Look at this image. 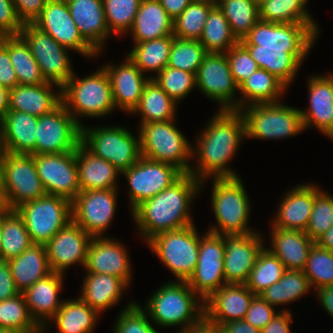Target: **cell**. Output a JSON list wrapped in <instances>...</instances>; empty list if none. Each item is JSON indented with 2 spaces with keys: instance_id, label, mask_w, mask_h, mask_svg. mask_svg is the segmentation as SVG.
<instances>
[{
  "instance_id": "obj_1",
  "label": "cell",
  "mask_w": 333,
  "mask_h": 333,
  "mask_svg": "<svg viewBox=\"0 0 333 333\" xmlns=\"http://www.w3.org/2000/svg\"><path fill=\"white\" fill-rule=\"evenodd\" d=\"M200 180L184 173L171 186L144 201L132 213L148 242L159 233L193 225L189 205L201 188Z\"/></svg>"
},
{
  "instance_id": "obj_2",
  "label": "cell",
  "mask_w": 333,
  "mask_h": 333,
  "mask_svg": "<svg viewBox=\"0 0 333 333\" xmlns=\"http://www.w3.org/2000/svg\"><path fill=\"white\" fill-rule=\"evenodd\" d=\"M243 137H246V133L241 113L234 109H220L201 133L198 148L194 152L199 154V166L196 170L191 166L189 173L200 180L201 184L211 175L214 178H237L238 175L232 169H227L226 164Z\"/></svg>"
},
{
  "instance_id": "obj_3",
  "label": "cell",
  "mask_w": 333,
  "mask_h": 333,
  "mask_svg": "<svg viewBox=\"0 0 333 333\" xmlns=\"http://www.w3.org/2000/svg\"><path fill=\"white\" fill-rule=\"evenodd\" d=\"M195 295L187 281L169 282L150 296L145 309L156 324L168 327L182 325L180 331H184L205 317L204 302L202 305L197 303Z\"/></svg>"
},
{
  "instance_id": "obj_4",
  "label": "cell",
  "mask_w": 333,
  "mask_h": 333,
  "mask_svg": "<svg viewBox=\"0 0 333 333\" xmlns=\"http://www.w3.org/2000/svg\"><path fill=\"white\" fill-rule=\"evenodd\" d=\"M62 103L66 110L78 121V115L100 117L116 108L111 82L104 69L77 80L73 76L61 87Z\"/></svg>"
},
{
  "instance_id": "obj_5",
  "label": "cell",
  "mask_w": 333,
  "mask_h": 333,
  "mask_svg": "<svg viewBox=\"0 0 333 333\" xmlns=\"http://www.w3.org/2000/svg\"><path fill=\"white\" fill-rule=\"evenodd\" d=\"M316 37L317 35L306 24L259 20L249 34L239 42L246 49L283 50L301 64Z\"/></svg>"
},
{
  "instance_id": "obj_6",
  "label": "cell",
  "mask_w": 333,
  "mask_h": 333,
  "mask_svg": "<svg viewBox=\"0 0 333 333\" xmlns=\"http://www.w3.org/2000/svg\"><path fill=\"white\" fill-rule=\"evenodd\" d=\"M213 184L212 205L220 229L210 227L209 232L222 236L254 232L247 225L250 204L241 179L214 178Z\"/></svg>"
},
{
  "instance_id": "obj_7",
  "label": "cell",
  "mask_w": 333,
  "mask_h": 333,
  "mask_svg": "<svg viewBox=\"0 0 333 333\" xmlns=\"http://www.w3.org/2000/svg\"><path fill=\"white\" fill-rule=\"evenodd\" d=\"M170 121L143 123L140 126L141 156L176 166L183 173H189L188 164L195 151L190 147L183 133Z\"/></svg>"
},
{
  "instance_id": "obj_8",
  "label": "cell",
  "mask_w": 333,
  "mask_h": 333,
  "mask_svg": "<svg viewBox=\"0 0 333 333\" xmlns=\"http://www.w3.org/2000/svg\"><path fill=\"white\" fill-rule=\"evenodd\" d=\"M244 108L238 111L244 120L246 138L279 139L304 130L300 109L279 102L245 105Z\"/></svg>"
},
{
  "instance_id": "obj_9",
  "label": "cell",
  "mask_w": 333,
  "mask_h": 333,
  "mask_svg": "<svg viewBox=\"0 0 333 333\" xmlns=\"http://www.w3.org/2000/svg\"><path fill=\"white\" fill-rule=\"evenodd\" d=\"M193 225L155 235L148 241L156 256L180 281L193 275L199 254V235Z\"/></svg>"
},
{
  "instance_id": "obj_10",
  "label": "cell",
  "mask_w": 333,
  "mask_h": 333,
  "mask_svg": "<svg viewBox=\"0 0 333 333\" xmlns=\"http://www.w3.org/2000/svg\"><path fill=\"white\" fill-rule=\"evenodd\" d=\"M81 143L94 155L110 162L120 173L141 158L140 137L135 138L120 126L94 130L81 126Z\"/></svg>"
},
{
  "instance_id": "obj_11",
  "label": "cell",
  "mask_w": 333,
  "mask_h": 333,
  "mask_svg": "<svg viewBox=\"0 0 333 333\" xmlns=\"http://www.w3.org/2000/svg\"><path fill=\"white\" fill-rule=\"evenodd\" d=\"M23 218L32 243L45 245L72 221L71 201L48 195L22 204L16 209Z\"/></svg>"
},
{
  "instance_id": "obj_12",
  "label": "cell",
  "mask_w": 333,
  "mask_h": 333,
  "mask_svg": "<svg viewBox=\"0 0 333 333\" xmlns=\"http://www.w3.org/2000/svg\"><path fill=\"white\" fill-rule=\"evenodd\" d=\"M2 195L6 209L16 210L22 204L46 195L32 154H6Z\"/></svg>"
},
{
  "instance_id": "obj_13",
  "label": "cell",
  "mask_w": 333,
  "mask_h": 333,
  "mask_svg": "<svg viewBox=\"0 0 333 333\" xmlns=\"http://www.w3.org/2000/svg\"><path fill=\"white\" fill-rule=\"evenodd\" d=\"M19 35L28 44L45 81L54 83L61 90L74 73L67 48L33 24H24Z\"/></svg>"
},
{
  "instance_id": "obj_14",
  "label": "cell",
  "mask_w": 333,
  "mask_h": 333,
  "mask_svg": "<svg viewBox=\"0 0 333 333\" xmlns=\"http://www.w3.org/2000/svg\"><path fill=\"white\" fill-rule=\"evenodd\" d=\"M35 155L75 151L81 143V126L61 102L38 117Z\"/></svg>"
},
{
  "instance_id": "obj_15",
  "label": "cell",
  "mask_w": 333,
  "mask_h": 333,
  "mask_svg": "<svg viewBox=\"0 0 333 333\" xmlns=\"http://www.w3.org/2000/svg\"><path fill=\"white\" fill-rule=\"evenodd\" d=\"M224 254L222 235L208 231L203 238L199 237L198 262L187 283L195 294L201 296L203 302L227 284L224 275Z\"/></svg>"
},
{
  "instance_id": "obj_16",
  "label": "cell",
  "mask_w": 333,
  "mask_h": 333,
  "mask_svg": "<svg viewBox=\"0 0 333 333\" xmlns=\"http://www.w3.org/2000/svg\"><path fill=\"white\" fill-rule=\"evenodd\" d=\"M129 182L132 212L176 182L184 173L176 166L141 156L128 170L122 172Z\"/></svg>"
},
{
  "instance_id": "obj_17",
  "label": "cell",
  "mask_w": 333,
  "mask_h": 333,
  "mask_svg": "<svg viewBox=\"0 0 333 333\" xmlns=\"http://www.w3.org/2000/svg\"><path fill=\"white\" fill-rule=\"evenodd\" d=\"M195 77L196 86L205 96L220 102L222 110H239L247 103L244 99L234 102L235 90L239 89V85L232 76L225 52L207 53Z\"/></svg>"
},
{
  "instance_id": "obj_18",
  "label": "cell",
  "mask_w": 333,
  "mask_h": 333,
  "mask_svg": "<svg viewBox=\"0 0 333 333\" xmlns=\"http://www.w3.org/2000/svg\"><path fill=\"white\" fill-rule=\"evenodd\" d=\"M37 174L46 194L61 196L71 202L80 192L76 150L58 154L34 155Z\"/></svg>"
},
{
  "instance_id": "obj_19",
  "label": "cell",
  "mask_w": 333,
  "mask_h": 333,
  "mask_svg": "<svg viewBox=\"0 0 333 333\" xmlns=\"http://www.w3.org/2000/svg\"><path fill=\"white\" fill-rule=\"evenodd\" d=\"M117 189L80 191L71 202L72 221L91 237H102L115 213Z\"/></svg>"
},
{
  "instance_id": "obj_20",
  "label": "cell",
  "mask_w": 333,
  "mask_h": 333,
  "mask_svg": "<svg viewBox=\"0 0 333 333\" xmlns=\"http://www.w3.org/2000/svg\"><path fill=\"white\" fill-rule=\"evenodd\" d=\"M33 25L50 35L65 48L78 51L86 57L98 54L80 34L72 19L66 0H48Z\"/></svg>"
},
{
  "instance_id": "obj_21",
  "label": "cell",
  "mask_w": 333,
  "mask_h": 333,
  "mask_svg": "<svg viewBox=\"0 0 333 333\" xmlns=\"http://www.w3.org/2000/svg\"><path fill=\"white\" fill-rule=\"evenodd\" d=\"M91 239L79 225L70 221L45 244L51 271L63 274L76 262L85 267Z\"/></svg>"
},
{
  "instance_id": "obj_22",
  "label": "cell",
  "mask_w": 333,
  "mask_h": 333,
  "mask_svg": "<svg viewBox=\"0 0 333 333\" xmlns=\"http://www.w3.org/2000/svg\"><path fill=\"white\" fill-rule=\"evenodd\" d=\"M224 275L227 284H245L256 264L263 243L256 232L224 235Z\"/></svg>"
},
{
  "instance_id": "obj_23",
  "label": "cell",
  "mask_w": 333,
  "mask_h": 333,
  "mask_svg": "<svg viewBox=\"0 0 333 333\" xmlns=\"http://www.w3.org/2000/svg\"><path fill=\"white\" fill-rule=\"evenodd\" d=\"M254 296L245 284H225L205 300V318L217 326L244 320Z\"/></svg>"
},
{
  "instance_id": "obj_24",
  "label": "cell",
  "mask_w": 333,
  "mask_h": 333,
  "mask_svg": "<svg viewBox=\"0 0 333 333\" xmlns=\"http://www.w3.org/2000/svg\"><path fill=\"white\" fill-rule=\"evenodd\" d=\"M85 267L89 273L113 275L123 279L129 285L130 260L124 246L118 241L105 237H92Z\"/></svg>"
},
{
  "instance_id": "obj_25",
  "label": "cell",
  "mask_w": 333,
  "mask_h": 333,
  "mask_svg": "<svg viewBox=\"0 0 333 333\" xmlns=\"http://www.w3.org/2000/svg\"><path fill=\"white\" fill-rule=\"evenodd\" d=\"M308 111L300 110L304 130L310 125L333 139V74L309 79Z\"/></svg>"
},
{
  "instance_id": "obj_26",
  "label": "cell",
  "mask_w": 333,
  "mask_h": 333,
  "mask_svg": "<svg viewBox=\"0 0 333 333\" xmlns=\"http://www.w3.org/2000/svg\"><path fill=\"white\" fill-rule=\"evenodd\" d=\"M106 70L113 93L115 106L127 112H132L141 99L143 88L149 81L143 72L127 56L125 63L114 67L106 65Z\"/></svg>"
},
{
  "instance_id": "obj_27",
  "label": "cell",
  "mask_w": 333,
  "mask_h": 333,
  "mask_svg": "<svg viewBox=\"0 0 333 333\" xmlns=\"http://www.w3.org/2000/svg\"><path fill=\"white\" fill-rule=\"evenodd\" d=\"M72 19L82 37L99 53L110 34L103 0H66Z\"/></svg>"
},
{
  "instance_id": "obj_28",
  "label": "cell",
  "mask_w": 333,
  "mask_h": 333,
  "mask_svg": "<svg viewBox=\"0 0 333 333\" xmlns=\"http://www.w3.org/2000/svg\"><path fill=\"white\" fill-rule=\"evenodd\" d=\"M62 274L51 272L23 292L31 317L44 330L45 320L51 319L61 308L58 293L62 288Z\"/></svg>"
},
{
  "instance_id": "obj_29",
  "label": "cell",
  "mask_w": 333,
  "mask_h": 333,
  "mask_svg": "<svg viewBox=\"0 0 333 333\" xmlns=\"http://www.w3.org/2000/svg\"><path fill=\"white\" fill-rule=\"evenodd\" d=\"M1 118L3 148L9 153L35 155L38 117L8 110Z\"/></svg>"
},
{
  "instance_id": "obj_30",
  "label": "cell",
  "mask_w": 333,
  "mask_h": 333,
  "mask_svg": "<svg viewBox=\"0 0 333 333\" xmlns=\"http://www.w3.org/2000/svg\"><path fill=\"white\" fill-rule=\"evenodd\" d=\"M282 200L272 228L305 232L315 202V186L300 185Z\"/></svg>"
},
{
  "instance_id": "obj_31",
  "label": "cell",
  "mask_w": 333,
  "mask_h": 333,
  "mask_svg": "<svg viewBox=\"0 0 333 333\" xmlns=\"http://www.w3.org/2000/svg\"><path fill=\"white\" fill-rule=\"evenodd\" d=\"M54 83L45 82L40 85H16L9 89L8 110H16L40 117L51 112L61 102V90L53 93Z\"/></svg>"
},
{
  "instance_id": "obj_32",
  "label": "cell",
  "mask_w": 333,
  "mask_h": 333,
  "mask_svg": "<svg viewBox=\"0 0 333 333\" xmlns=\"http://www.w3.org/2000/svg\"><path fill=\"white\" fill-rule=\"evenodd\" d=\"M272 248L268 249L287 270H304L309 252L315 244L311 238L300 230L273 228Z\"/></svg>"
},
{
  "instance_id": "obj_33",
  "label": "cell",
  "mask_w": 333,
  "mask_h": 333,
  "mask_svg": "<svg viewBox=\"0 0 333 333\" xmlns=\"http://www.w3.org/2000/svg\"><path fill=\"white\" fill-rule=\"evenodd\" d=\"M80 191L116 189L119 171L108 161L94 155L82 143L76 149Z\"/></svg>"
},
{
  "instance_id": "obj_34",
  "label": "cell",
  "mask_w": 333,
  "mask_h": 333,
  "mask_svg": "<svg viewBox=\"0 0 333 333\" xmlns=\"http://www.w3.org/2000/svg\"><path fill=\"white\" fill-rule=\"evenodd\" d=\"M7 263L20 293L25 292L36 281L52 272L46 247L43 244H31L23 253L7 260Z\"/></svg>"
},
{
  "instance_id": "obj_35",
  "label": "cell",
  "mask_w": 333,
  "mask_h": 333,
  "mask_svg": "<svg viewBox=\"0 0 333 333\" xmlns=\"http://www.w3.org/2000/svg\"><path fill=\"white\" fill-rule=\"evenodd\" d=\"M135 43L173 35V19L158 0H141L130 29Z\"/></svg>"
},
{
  "instance_id": "obj_36",
  "label": "cell",
  "mask_w": 333,
  "mask_h": 333,
  "mask_svg": "<svg viewBox=\"0 0 333 333\" xmlns=\"http://www.w3.org/2000/svg\"><path fill=\"white\" fill-rule=\"evenodd\" d=\"M128 284L121 278L108 274L87 272L80 297L98 313L115 305Z\"/></svg>"
},
{
  "instance_id": "obj_37",
  "label": "cell",
  "mask_w": 333,
  "mask_h": 333,
  "mask_svg": "<svg viewBox=\"0 0 333 333\" xmlns=\"http://www.w3.org/2000/svg\"><path fill=\"white\" fill-rule=\"evenodd\" d=\"M177 104L152 78L145 84L141 99L132 113L140 112L142 123L170 121L174 119Z\"/></svg>"
},
{
  "instance_id": "obj_38",
  "label": "cell",
  "mask_w": 333,
  "mask_h": 333,
  "mask_svg": "<svg viewBox=\"0 0 333 333\" xmlns=\"http://www.w3.org/2000/svg\"><path fill=\"white\" fill-rule=\"evenodd\" d=\"M31 244L24 220L17 211H1L0 261L17 257Z\"/></svg>"
},
{
  "instance_id": "obj_39",
  "label": "cell",
  "mask_w": 333,
  "mask_h": 333,
  "mask_svg": "<svg viewBox=\"0 0 333 333\" xmlns=\"http://www.w3.org/2000/svg\"><path fill=\"white\" fill-rule=\"evenodd\" d=\"M307 0H261L259 19L272 23L306 24L316 35L318 27L305 10Z\"/></svg>"
},
{
  "instance_id": "obj_40",
  "label": "cell",
  "mask_w": 333,
  "mask_h": 333,
  "mask_svg": "<svg viewBox=\"0 0 333 333\" xmlns=\"http://www.w3.org/2000/svg\"><path fill=\"white\" fill-rule=\"evenodd\" d=\"M2 45L8 50L18 84L40 85L46 82L28 44L20 35L6 36Z\"/></svg>"
},
{
  "instance_id": "obj_41",
  "label": "cell",
  "mask_w": 333,
  "mask_h": 333,
  "mask_svg": "<svg viewBox=\"0 0 333 333\" xmlns=\"http://www.w3.org/2000/svg\"><path fill=\"white\" fill-rule=\"evenodd\" d=\"M98 312L81 298L63 301L61 308L51 318L55 319L59 333H91L95 326Z\"/></svg>"
},
{
  "instance_id": "obj_42",
  "label": "cell",
  "mask_w": 333,
  "mask_h": 333,
  "mask_svg": "<svg viewBox=\"0 0 333 333\" xmlns=\"http://www.w3.org/2000/svg\"><path fill=\"white\" fill-rule=\"evenodd\" d=\"M285 88L287 87L272 73L259 68L239 85L238 91L240 90L246 101L249 100L247 105H252L279 102L277 98Z\"/></svg>"
},
{
  "instance_id": "obj_43",
  "label": "cell",
  "mask_w": 333,
  "mask_h": 333,
  "mask_svg": "<svg viewBox=\"0 0 333 333\" xmlns=\"http://www.w3.org/2000/svg\"><path fill=\"white\" fill-rule=\"evenodd\" d=\"M174 35L136 43L128 57L142 71L160 73L168 65Z\"/></svg>"
},
{
  "instance_id": "obj_44",
  "label": "cell",
  "mask_w": 333,
  "mask_h": 333,
  "mask_svg": "<svg viewBox=\"0 0 333 333\" xmlns=\"http://www.w3.org/2000/svg\"><path fill=\"white\" fill-rule=\"evenodd\" d=\"M217 6L228 20L238 41L244 39L260 20L257 0H219Z\"/></svg>"
},
{
  "instance_id": "obj_45",
  "label": "cell",
  "mask_w": 333,
  "mask_h": 333,
  "mask_svg": "<svg viewBox=\"0 0 333 333\" xmlns=\"http://www.w3.org/2000/svg\"><path fill=\"white\" fill-rule=\"evenodd\" d=\"M199 42L207 53L227 52L239 42L233 35L228 20L218 6H214L208 13Z\"/></svg>"
},
{
  "instance_id": "obj_46",
  "label": "cell",
  "mask_w": 333,
  "mask_h": 333,
  "mask_svg": "<svg viewBox=\"0 0 333 333\" xmlns=\"http://www.w3.org/2000/svg\"><path fill=\"white\" fill-rule=\"evenodd\" d=\"M311 287L304 270H286L283 277L259 295L275 306L297 300Z\"/></svg>"
},
{
  "instance_id": "obj_47",
  "label": "cell",
  "mask_w": 333,
  "mask_h": 333,
  "mask_svg": "<svg viewBox=\"0 0 333 333\" xmlns=\"http://www.w3.org/2000/svg\"><path fill=\"white\" fill-rule=\"evenodd\" d=\"M259 68L272 73L286 87L295 77L300 63L283 50L247 49Z\"/></svg>"
},
{
  "instance_id": "obj_48",
  "label": "cell",
  "mask_w": 333,
  "mask_h": 333,
  "mask_svg": "<svg viewBox=\"0 0 333 333\" xmlns=\"http://www.w3.org/2000/svg\"><path fill=\"white\" fill-rule=\"evenodd\" d=\"M287 269L268 249L259 253L254 268L251 270L245 286L255 295L277 283Z\"/></svg>"
},
{
  "instance_id": "obj_49",
  "label": "cell",
  "mask_w": 333,
  "mask_h": 333,
  "mask_svg": "<svg viewBox=\"0 0 333 333\" xmlns=\"http://www.w3.org/2000/svg\"><path fill=\"white\" fill-rule=\"evenodd\" d=\"M0 327L20 333H41L42 328L31 317L23 293L0 301Z\"/></svg>"
},
{
  "instance_id": "obj_50",
  "label": "cell",
  "mask_w": 333,
  "mask_h": 333,
  "mask_svg": "<svg viewBox=\"0 0 333 333\" xmlns=\"http://www.w3.org/2000/svg\"><path fill=\"white\" fill-rule=\"evenodd\" d=\"M215 5L192 1L183 12L173 20V35L179 39L199 40L202 36L208 13Z\"/></svg>"
},
{
  "instance_id": "obj_51",
  "label": "cell",
  "mask_w": 333,
  "mask_h": 333,
  "mask_svg": "<svg viewBox=\"0 0 333 333\" xmlns=\"http://www.w3.org/2000/svg\"><path fill=\"white\" fill-rule=\"evenodd\" d=\"M206 54L207 52L199 40L174 37L167 66L185 70L196 75Z\"/></svg>"
},
{
  "instance_id": "obj_52",
  "label": "cell",
  "mask_w": 333,
  "mask_h": 333,
  "mask_svg": "<svg viewBox=\"0 0 333 333\" xmlns=\"http://www.w3.org/2000/svg\"><path fill=\"white\" fill-rule=\"evenodd\" d=\"M304 274L311 287L314 285L319 289L333 285V252L315 243L309 252Z\"/></svg>"
},
{
  "instance_id": "obj_53",
  "label": "cell",
  "mask_w": 333,
  "mask_h": 333,
  "mask_svg": "<svg viewBox=\"0 0 333 333\" xmlns=\"http://www.w3.org/2000/svg\"><path fill=\"white\" fill-rule=\"evenodd\" d=\"M141 0H103L108 30L123 33L132 28Z\"/></svg>"
},
{
  "instance_id": "obj_54",
  "label": "cell",
  "mask_w": 333,
  "mask_h": 333,
  "mask_svg": "<svg viewBox=\"0 0 333 333\" xmlns=\"http://www.w3.org/2000/svg\"><path fill=\"white\" fill-rule=\"evenodd\" d=\"M333 226V197L315 186V202L305 233L316 242Z\"/></svg>"
},
{
  "instance_id": "obj_55",
  "label": "cell",
  "mask_w": 333,
  "mask_h": 333,
  "mask_svg": "<svg viewBox=\"0 0 333 333\" xmlns=\"http://www.w3.org/2000/svg\"><path fill=\"white\" fill-rule=\"evenodd\" d=\"M153 79L175 102L196 86L195 74L168 66Z\"/></svg>"
},
{
  "instance_id": "obj_56",
  "label": "cell",
  "mask_w": 333,
  "mask_h": 333,
  "mask_svg": "<svg viewBox=\"0 0 333 333\" xmlns=\"http://www.w3.org/2000/svg\"><path fill=\"white\" fill-rule=\"evenodd\" d=\"M114 333H158L148 321L145 311L136 303H130L119 316Z\"/></svg>"
},
{
  "instance_id": "obj_57",
  "label": "cell",
  "mask_w": 333,
  "mask_h": 333,
  "mask_svg": "<svg viewBox=\"0 0 333 333\" xmlns=\"http://www.w3.org/2000/svg\"><path fill=\"white\" fill-rule=\"evenodd\" d=\"M226 56L232 76L238 85L259 69L257 63L250 56L249 51L240 42L230 48Z\"/></svg>"
},
{
  "instance_id": "obj_58",
  "label": "cell",
  "mask_w": 333,
  "mask_h": 333,
  "mask_svg": "<svg viewBox=\"0 0 333 333\" xmlns=\"http://www.w3.org/2000/svg\"><path fill=\"white\" fill-rule=\"evenodd\" d=\"M275 316L273 306L260 295H255L244 320L255 328L262 330Z\"/></svg>"
},
{
  "instance_id": "obj_59",
  "label": "cell",
  "mask_w": 333,
  "mask_h": 333,
  "mask_svg": "<svg viewBox=\"0 0 333 333\" xmlns=\"http://www.w3.org/2000/svg\"><path fill=\"white\" fill-rule=\"evenodd\" d=\"M23 25L13 0H0V31L6 36L19 35Z\"/></svg>"
},
{
  "instance_id": "obj_60",
  "label": "cell",
  "mask_w": 333,
  "mask_h": 333,
  "mask_svg": "<svg viewBox=\"0 0 333 333\" xmlns=\"http://www.w3.org/2000/svg\"><path fill=\"white\" fill-rule=\"evenodd\" d=\"M48 0H13L19 19L23 24H33L40 16Z\"/></svg>"
},
{
  "instance_id": "obj_61",
  "label": "cell",
  "mask_w": 333,
  "mask_h": 333,
  "mask_svg": "<svg viewBox=\"0 0 333 333\" xmlns=\"http://www.w3.org/2000/svg\"><path fill=\"white\" fill-rule=\"evenodd\" d=\"M18 85L17 75L13 69L8 50L2 45L0 47V86L12 89Z\"/></svg>"
},
{
  "instance_id": "obj_62",
  "label": "cell",
  "mask_w": 333,
  "mask_h": 333,
  "mask_svg": "<svg viewBox=\"0 0 333 333\" xmlns=\"http://www.w3.org/2000/svg\"><path fill=\"white\" fill-rule=\"evenodd\" d=\"M19 293L7 261H0V301L13 298Z\"/></svg>"
},
{
  "instance_id": "obj_63",
  "label": "cell",
  "mask_w": 333,
  "mask_h": 333,
  "mask_svg": "<svg viewBox=\"0 0 333 333\" xmlns=\"http://www.w3.org/2000/svg\"><path fill=\"white\" fill-rule=\"evenodd\" d=\"M291 321V314L285 310H281L276 314L273 320L261 330V333H290L289 324Z\"/></svg>"
},
{
  "instance_id": "obj_64",
  "label": "cell",
  "mask_w": 333,
  "mask_h": 333,
  "mask_svg": "<svg viewBox=\"0 0 333 333\" xmlns=\"http://www.w3.org/2000/svg\"><path fill=\"white\" fill-rule=\"evenodd\" d=\"M222 333H261V330L255 328L245 320L221 323L218 326Z\"/></svg>"
},
{
  "instance_id": "obj_65",
  "label": "cell",
  "mask_w": 333,
  "mask_h": 333,
  "mask_svg": "<svg viewBox=\"0 0 333 333\" xmlns=\"http://www.w3.org/2000/svg\"><path fill=\"white\" fill-rule=\"evenodd\" d=\"M167 14L175 20L192 0H158Z\"/></svg>"
},
{
  "instance_id": "obj_66",
  "label": "cell",
  "mask_w": 333,
  "mask_h": 333,
  "mask_svg": "<svg viewBox=\"0 0 333 333\" xmlns=\"http://www.w3.org/2000/svg\"><path fill=\"white\" fill-rule=\"evenodd\" d=\"M316 292L322 306L333 318V285L323 286L317 289Z\"/></svg>"
},
{
  "instance_id": "obj_67",
  "label": "cell",
  "mask_w": 333,
  "mask_h": 333,
  "mask_svg": "<svg viewBox=\"0 0 333 333\" xmlns=\"http://www.w3.org/2000/svg\"><path fill=\"white\" fill-rule=\"evenodd\" d=\"M179 333H222L220 328L209 322L205 317L197 324L191 326L184 331H178Z\"/></svg>"
},
{
  "instance_id": "obj_68",
  "label": "cell",
  "mask_w": 333,
  "mask_h": 333,
  "mask_svg": "<svg viewBox=\"0 0 333 333\" xmlns=\"http://www.w3.org/2000/svg\"><path fill=\"white\" fill-rule=\"evenodd\" d=\"M319 247L333 252V226L328 229L316 242Z\"/></svg>"
},
{
  "instance_id": "obj_69",
  "label": "cell",
  "mask_w": 333,
  "mask_h": 333,
  "mask_svg": "<svg viewBox=\"0 0 333 333\" xmlns=\"http://www.w3.org/2000/svg\"><path fill=\"white\" fill-rule=\"evenodd\" d=\"M9 90L0 86V125H2V116L8 111Z\"/></svg>"
},
{
  "instance_id": "obj_70",
  "label": "cell",
  "mask_w": 333,
  "mask_h": 333,
  "mask_svg": "<svg viewBox=\"0 0 333 333\" xmlns=\"http://www.w3.org/2000/svg\"><path fill=\"white\" fill-rule=\"evenodd\" d=\"M7 151L0 147V188L2 189L4 183V163L6 160Z\"/></svg>"
},
{
  "instance_id": "obj_71",
  "label": "cell",
  "mask_w": 333,
  "mask_h": 333,
  "mask_svg": "<svg viewBox=\"0 0 333 333\" xmlns=\"http://www.w3.org/2000/svg\"><path fill=\"white\" fill-rule=\"evenodd\" d=\"M0 333H20V332L15 331V330H13V329L2 328V327H0Z\"/></svg>"
},
{
  "instance_id": "obj_72",
  "label": "cell",
  "mask_w": 333,
  "mask_h": 333,
  "mask_svg": "<svg viewBox=\"0 0 333 333\" xmlns=\"http://www.w3.org/2000/svg\"><path fill=\"white\" fill-rule=\"evenodd\" d=\"M192 1L207 2V3L213 4L215 6H217V4L219 2V0H192Z\"/></svg>"
},
{
  "instance_id": "obj_73",
  "label": "cell",
  "mask_w": 333,
  "mask_h": 333,
  "mask_svg": "<svg viewBox=\"0 0 333 333\" xmlns=\"http://www.w3.org/2000/svg\"><path fill=\"white\" fill-rule=\"evenodd\" d=\"M5 37H6V35L0 31V47L2 46Z\"/></svg>"
},
{
  "instance_id": "obj_74",
  "label": "cell",
  "mask_w": 333,
  "mask_h": 333,
  "mask_svg": "<svg viewBox=\"0 0 333 333\" xmlns=\"http://www.w3.org/2000/svg\"><path fill=\"white\" fill-rule=\"evenodd\" d=\"M0 147H3V145H2V125H0Z\"/></svg>"
},
{
  "instance_id": "obj_75",
  "label": "cell",
  "mask_w": 333,
  "mask_h": 333,
  "mask_svg": "<svg viewBox=\"0 0 333 333\" xmlns=\"http://www.w3.org/2000/svg\"><path fill=\"white\" fill-rule=\"evenodd\" d=\"M0 204H5L1 188H0Z\"/></svg>"
},
{
  "instance_id": "obj_76",
  "label": "cell",
  "mask_w": 333,
  "mask_h": 333,
  "mask_svg": "<svg viewBox=\"0 0 333 333\" xmlns=\"http://www.w3.org/2000/svg\"><path fill=\"white\" fill-rule=\"evenodd\" d=\"M5 209H6L5 204H0V212L3 211V210H5Z\"/></svg>"
},
{
  "instance_id": "obj_77",
  "label": "cell",
  "mask_w": 333,
  "mask_h": 333,
  "mask_svg": "<svg viewBox=\"0 0 333 333\" xmlns=\"http://www.w3.org/2000/svg\"><path fill=\"white\" fill-rule=\"evenodd\" d=\"M0 236H1V212H0Z\"/></svg>"
}]
</instances>
